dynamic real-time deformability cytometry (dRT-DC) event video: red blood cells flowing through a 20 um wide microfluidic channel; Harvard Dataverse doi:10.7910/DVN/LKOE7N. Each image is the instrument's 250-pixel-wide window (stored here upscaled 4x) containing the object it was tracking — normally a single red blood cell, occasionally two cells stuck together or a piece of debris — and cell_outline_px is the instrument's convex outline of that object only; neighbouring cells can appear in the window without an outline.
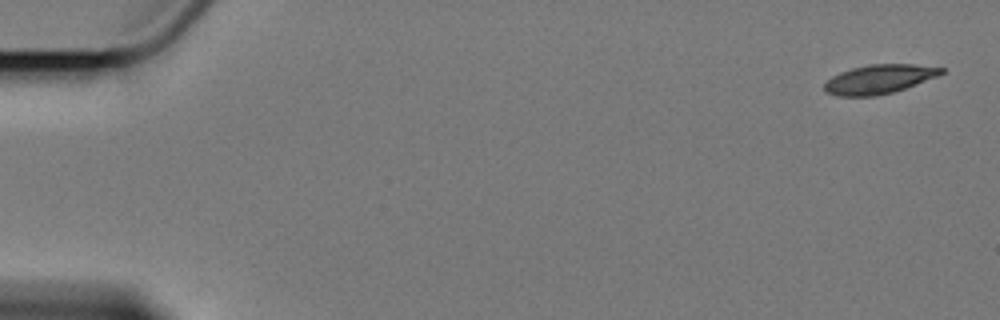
{"species": "Egyptian fruit bat (a non-hibernating species)", "species_latin": "Rousettus aegyptiacus", "temperature_condition": "cold", "stored_images_in_passage": 4, "camera_frame_rate_fps": 3000, "um_per_image_px": 0.085, "animal": {"sex": "female"}, "frame": {"image": 1, "passage_image": 1, "time_ms": 0.0, "image_size_px": [1000, 320], "cell_outline_px": [[944, 72], [940, 76], [892, 92], [876, 96], [836, 96], [828, 92], [824, 88], [824, 84], [832, 76], [840, 72], [852, 68], [868, 64], [912, 64], [944, 68]], "centroid_in_image_um": [74.74, 6.72], "position_along_channel_um": 10.3, "area_um2": 19.71}}
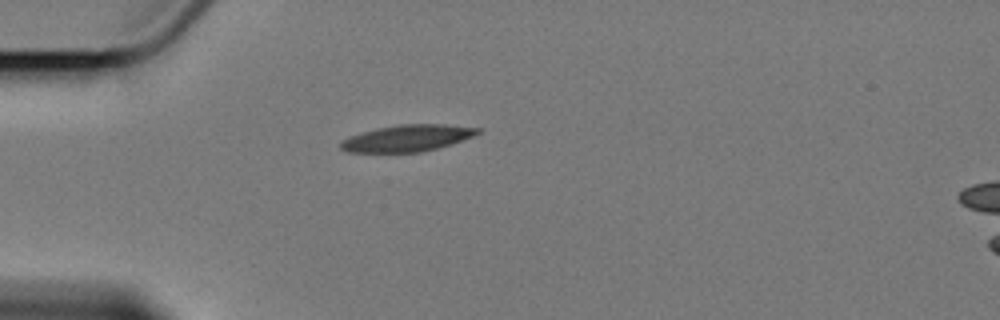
{"frame": {"image": 2, "passage_image": 4, "time_ms": 5.0, "image_size_px": [1000, 320], "cell_outline_px": [[484, 128], [480, 132], [472, 136], [452, 144], [420, 152], [348, 152], [340, 148], [340, 140], [376, 128], [396, 124], [448, 124]], "centroid_in_image_um": [34.65, 11.73], "position_along_channel_um": 50.3, "area_um2": 21.27}}